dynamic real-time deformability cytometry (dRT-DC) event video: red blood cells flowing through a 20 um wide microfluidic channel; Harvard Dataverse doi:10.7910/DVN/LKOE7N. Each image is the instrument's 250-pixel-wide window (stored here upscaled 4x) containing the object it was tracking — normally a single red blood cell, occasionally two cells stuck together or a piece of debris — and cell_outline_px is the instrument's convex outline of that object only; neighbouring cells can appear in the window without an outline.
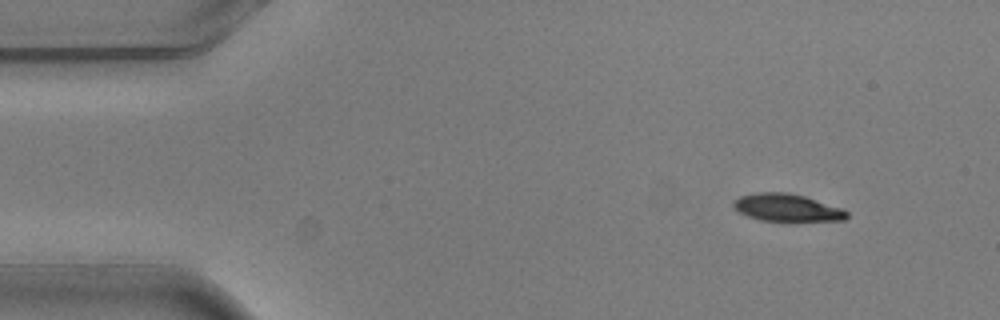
{"species": "common noctule bat (a hibernating species)", "species_latin": "Nyctalus noctula", "temperature_condition": "warm", "stored_images_in_passage": 4, "camera_frame_rate_fps": 3000, "um_per_image_px": 0.085, "animal": {"sex": "male", "body_mass_g": 20.5, "forearm_length_mm": 52.5}, "frame": {"image": 1, "passage_image": 1, "time_ms": 0.0, "image_size_px": [1000, 320], "cell_outline_px": [[848, 216], [844, 220], [760, 220], [736, 212], [732, 204], [732, 200], [740, 196], [756, 192], [788, 192], [804, 196], [844, 208], [848, 212]], "centroid_in_image_um": [66.85, 17.63], "position_along_channel_um": 18.1, "area_um2": 18.15}}
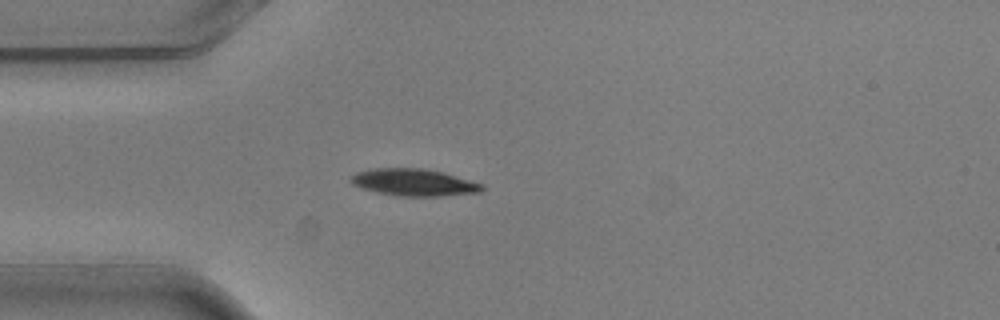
{"frame": {"image": 2, "passage_image": 3, "time_ms": 0.667, "image_size_px": [1000, 320], "cell_outline_px": [[484, 188], [480, 192], [440, 196], [396, 196], [376, 192], [360, 188], [352, 184], [348, 180], [356, 172], [372, 168], [424, 168], [444, 172], [484, 184]], "centroid_in_image_um": [35.16, 15.5], "position_along_channel_um": 49.8, "area_um2": 20.92}}